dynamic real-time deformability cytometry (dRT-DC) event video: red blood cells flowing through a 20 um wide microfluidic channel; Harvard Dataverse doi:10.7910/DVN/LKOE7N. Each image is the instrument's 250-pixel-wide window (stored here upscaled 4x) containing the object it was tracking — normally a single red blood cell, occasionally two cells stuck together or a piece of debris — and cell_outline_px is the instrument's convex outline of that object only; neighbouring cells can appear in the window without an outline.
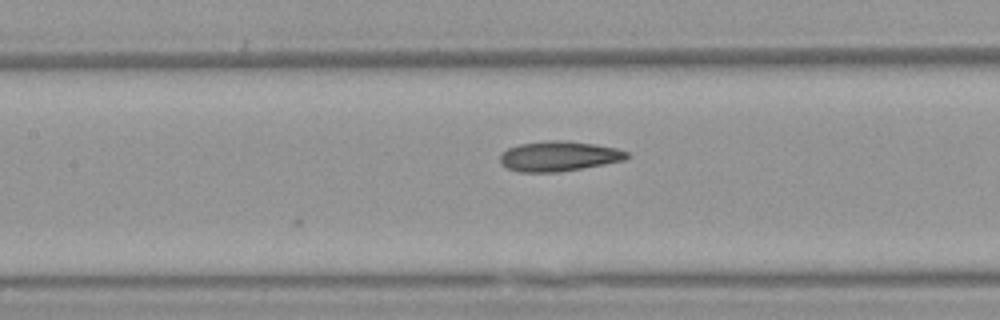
{"species": "Egyptian fruit bat (a non-hibernating species)", "species_latin": "Rousettus aegyptiacus", "temperature_condition": "warm", "stored_images_in_passage": 11, "camera_frame_rate_fps": 3000, "um_per_image_px": 0.085, "animal": {"sex": "female"}, "frame": {"image": 1, "passage_image": 11, "time_ms": 3.333, "image_size_px": [1000, 320], "cell_outline_px": [[628, 156], [624, 160], [604, 164], [556, 172], [516, 172], [500, 164], [500, 156], [508, 148], [520, 144], [544, 140], [568, 140], [596, 144], [616, 148], [628, 152]], "centroid_in_image_um": [47.48, 13.26], "position_along_channel_um": 159.9, "area_um2": 22.2}}